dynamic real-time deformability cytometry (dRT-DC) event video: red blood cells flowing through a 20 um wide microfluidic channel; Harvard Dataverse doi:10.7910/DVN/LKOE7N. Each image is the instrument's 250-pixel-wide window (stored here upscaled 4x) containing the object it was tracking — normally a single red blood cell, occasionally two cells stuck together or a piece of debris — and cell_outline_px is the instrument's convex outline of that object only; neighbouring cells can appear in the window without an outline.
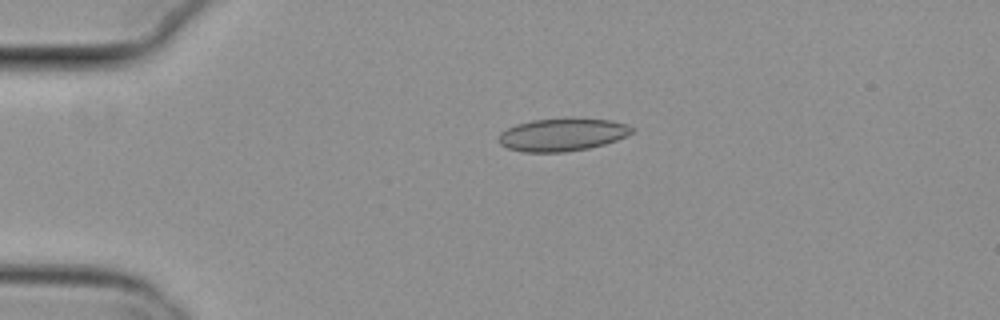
{"species": "common noctule bat (a hibernating species)", "species_latin": "Nyctalus noctula", "temperature_condition": "cold", "stored_images_in_passage": 7, "segment_of_instrument_passage": [1, 2], "camera_frame_rate_fps": 3000, "um_per_image_px": 0.085, "animal": {"sex": "female", "body_mass_g": 29.2, "forearm_length_mm": 56.3}, "frame": {"image": 1, "passage_image": 1, "time_ms": 0.0, "image_size_px": [1000, 320], "cell_outline_px": [[632, 132], [616, 140], [604, 144], [588, 148], [564, 152], [524, 152], [508, 148], [500, 144], [496, 140], [500, 132], [516, 124], [532, 120], [568, 116], [572, 116], [612, 120], [624, 124], [632, 128]], "centroid_in_image_um": [47.75, 11.41], "position_along_channel_um": 37.3, "area_um2": 25.89}}